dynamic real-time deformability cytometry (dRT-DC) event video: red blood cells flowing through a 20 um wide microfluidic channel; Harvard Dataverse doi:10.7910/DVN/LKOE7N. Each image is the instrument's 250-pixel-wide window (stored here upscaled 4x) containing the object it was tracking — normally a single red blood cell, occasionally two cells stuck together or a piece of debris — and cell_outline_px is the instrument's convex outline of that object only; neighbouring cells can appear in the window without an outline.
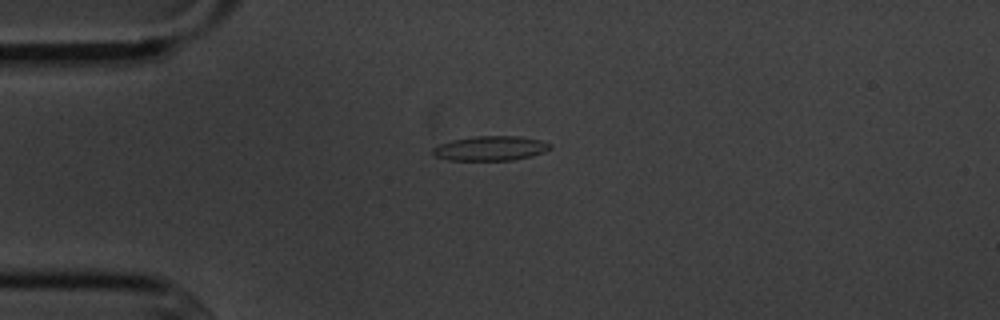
{"species": "common noctule bat (a hibernating species)", "species_latin": "Nyctalus noctula", "temperature_condition": "cold", "stored_images_in_passage": 1, "camera_frame_rate_fps": 3000, "um_per_image_px": 0.085, "animal": {"sex": "male", "body_mass_g": 20.1, "forearm_length_mm": 53.5}, "frame": {"image": 1, "passage_image": 1, "time_ms": 0.0, "image_size_px": [1000, 320], "cell_outline_px": [[552, 148], [532, 156], [512, 160], [448, 160], [436, 156], [432, 152], [432, 148], [440, 144], [452, 140], [476, 136], [516, 136], [540, 140], [552, 144]], "centroid_in_image_um": [41.69, 12.61], "position_along_channel_um": 43.3, "area_um2": 16.7}}